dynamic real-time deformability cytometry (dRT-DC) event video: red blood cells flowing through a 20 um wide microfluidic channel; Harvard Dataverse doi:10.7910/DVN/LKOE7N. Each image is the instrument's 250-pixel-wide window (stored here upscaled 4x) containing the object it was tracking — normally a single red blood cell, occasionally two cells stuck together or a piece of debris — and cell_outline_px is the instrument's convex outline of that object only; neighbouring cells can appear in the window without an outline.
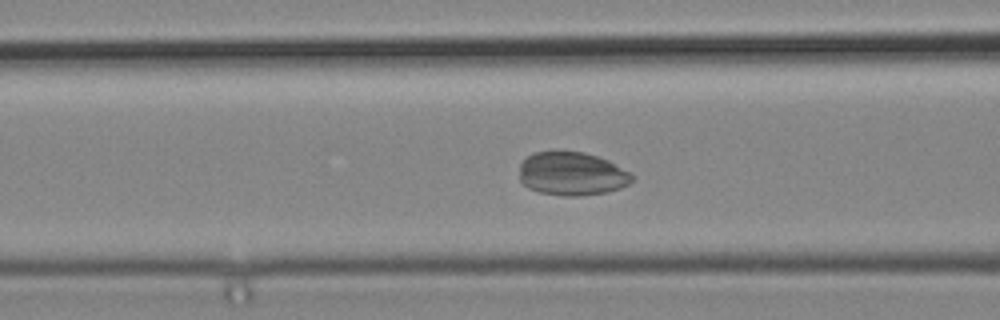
{"species": "common noctule bat (a hibernating species)", "species_latin": "Nyctalus noctula", "temperature_condition": "cold", "stored_images_in_passage": 35, "camera_frame_rate_fps": 3000, "um_per_image_px": 0.085, "animal": {"sex": "male", "body_mass_g": 19.2, "forearm_length_mm": 51.8}, "frame": {"image": 1, "passage_image": 13, "time_ms": 4.0, "image_size_px": [1000, 320], "cell_outline_px": [[632, 180], [628, 184], [620, 188], [604, 192], [580, 196], [564, 196], [540, 192], [528, 188], [520, 180], [520, 164], [532, 152], [552, 148], [584, 152], [608, 160], [628, 172], [632, 176]], "centroid_in_image_um": [48.55, 14.72], "position_along_channel_um": 118.1, "area_um2": 28.9}}
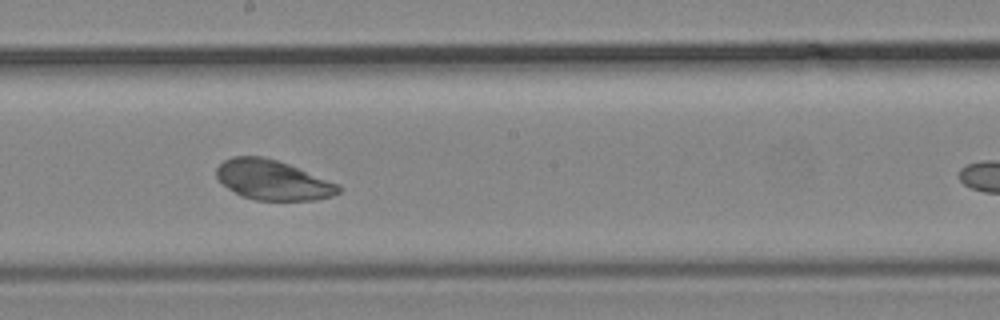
{"frame": {"image": 2, "passage_image": 21, "time_ms": 6.667, "image_size_px": [1000, 320], "cell_outline_px": [[344, 188], [340, 192], [332, 196], [316, 200], [256, 200], [240, 196], [228, 188], [216, 176], [216, 168], [224, 160], [232, 156], [264, 156], [288, 164], [340, 184]], "centroid_in_image_um": [23.21, 15.31], "position_along_channel_um": 225.0, "area_um2": 28.44}}
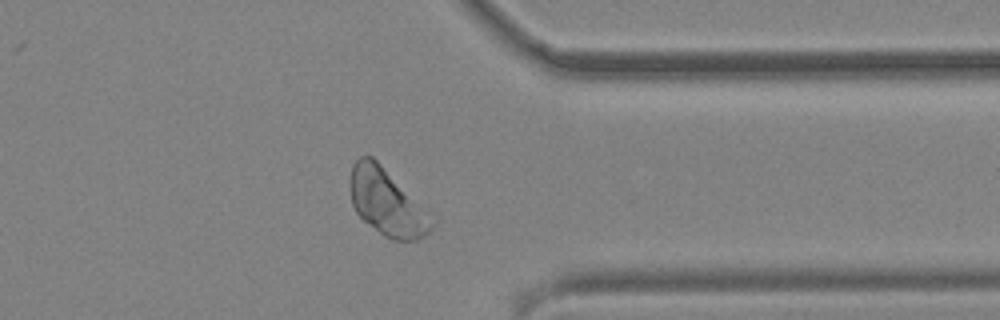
{"frame": {"image": 3, "passage_image": 33, "time_ms": 10.667, "image_size_px": [1000, 320], "cell_outline_px": [[436, 224], [424, 236], [416, 240], [392, 240], [384, 236], [364, 220], [356, 212], [352, 204], [352, 164], [360, 156], [372, 156], [432, 212], [436, 220]], "centroid_in_image_um": [32.98, 17.22], "position_along_channel_um": 378.4, "area_um2": 31.73}}